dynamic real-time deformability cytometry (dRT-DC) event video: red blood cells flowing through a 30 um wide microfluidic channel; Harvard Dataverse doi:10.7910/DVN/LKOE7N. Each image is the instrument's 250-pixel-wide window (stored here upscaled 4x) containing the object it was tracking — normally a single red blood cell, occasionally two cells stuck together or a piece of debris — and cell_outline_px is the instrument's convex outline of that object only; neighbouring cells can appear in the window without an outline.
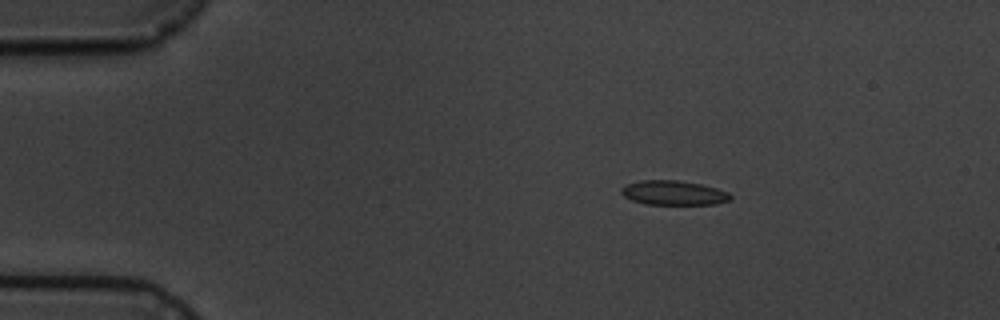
{"species": "common noctule bat (a hibernating species)", "species_latin": "Nyctalus noctula", "temperature_condition": "cold", "stored_images_in_passage": 3, "camera_frame_rate_fps": 3000, "um_per_image_px": 0.085, "animal": {"sex": "male", "body_mass_g": 19.5, "forearm_length_mm": 54.6}, "frame": {"image": 1, "passage_image": 1, "time_ms": 0.0, "image_size_px": [1000, 320], "cell_outline_px": [[732, 200], [716, 204], [644, 204], [632, 200], [624, 196], [620, 192], [620, 188], [628, 184], [640, 180], [676, 180], [700, 184], [716, 188], [728, 192], [732, 196]], "centroid_in_image_um": [57.26, 16.39], "position_along_channel_um": 27.7, "area_um2": 15.55}}